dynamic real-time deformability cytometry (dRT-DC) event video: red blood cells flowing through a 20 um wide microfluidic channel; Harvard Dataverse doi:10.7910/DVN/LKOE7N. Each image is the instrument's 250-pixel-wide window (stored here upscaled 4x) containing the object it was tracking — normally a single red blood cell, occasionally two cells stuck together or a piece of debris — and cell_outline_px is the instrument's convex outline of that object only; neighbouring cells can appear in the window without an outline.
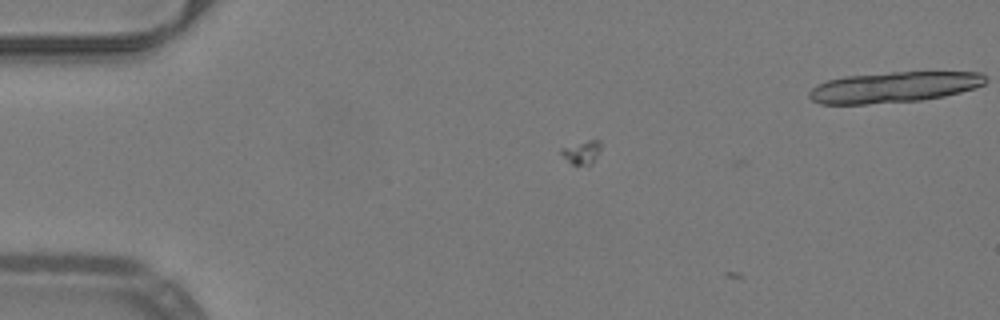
{"species": "common noctule bat (a hibernating species)", "species_latin": "Nyctalus noctula", "temperature_condition": "warm", "stored_images_in_passage": 3, "camera_frame_rate_fps": 3000, "um_per_image_px": 0.085, "animal": {"sex": "male", "body_mass_g": 19.2, "forearm_length_mm": 51.8}, "frame": {"image": 1, "passage_image": 1, "time_ms": 0.0, "image_size_px": [1000, 320], "cell_outline_px": [[980, 84], [968, 88], [936, 96], [856, 104], [828, 104], [820, 100], [824, 84], [836, 80], [864, 76], [912, 72], [968, 72]], "centroid_in_image_um": [76.07, 7.4], "position_along_channel_um": 8.9, "area_um2": 26.36}}